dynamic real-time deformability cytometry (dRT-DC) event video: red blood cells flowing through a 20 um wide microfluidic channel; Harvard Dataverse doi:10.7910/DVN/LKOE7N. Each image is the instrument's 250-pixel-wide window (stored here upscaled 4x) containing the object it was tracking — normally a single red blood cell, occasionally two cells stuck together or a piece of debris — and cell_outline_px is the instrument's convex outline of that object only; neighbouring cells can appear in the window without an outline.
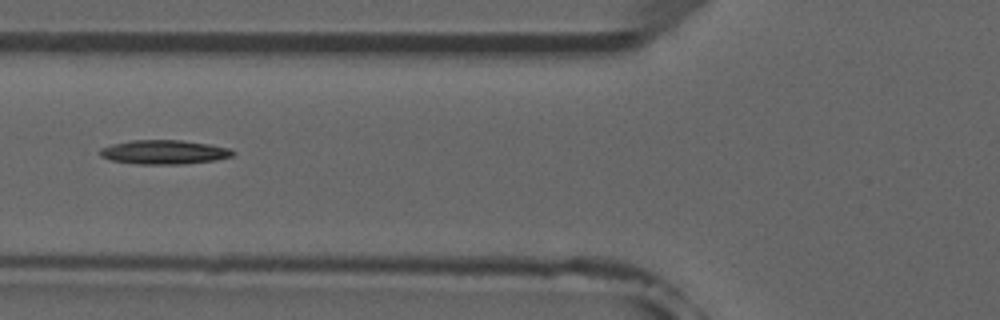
{"species": "common noctule bat (a hibernating species)", "species_latin": "Nyctalus noctula", "temperature_condition": "room temperature", "stored_images_in_passage": 2, "camera_frame_rate_fps": 3000, "um_per_image_px": 0.085, "animal": {"sex": "male", "forearm_length_mm": 52.5}, "frame": {"image": 1, "passage_image": 2, "time_ms": 1.333, "image_size_px": [1000, 320], "cell_outline_px": [[236, 152], [232, 156], [216, 160], [184, 164], [140, 164], [112, 160], [100, 156], [100, 148], [112, 144], [132, 140], [180, 140], [208, 144], [228, 148]], "centroid_in_image_um": [13.95, 12.93], "position_along_channel_um": 111.8, "area_um2": 18.55}}